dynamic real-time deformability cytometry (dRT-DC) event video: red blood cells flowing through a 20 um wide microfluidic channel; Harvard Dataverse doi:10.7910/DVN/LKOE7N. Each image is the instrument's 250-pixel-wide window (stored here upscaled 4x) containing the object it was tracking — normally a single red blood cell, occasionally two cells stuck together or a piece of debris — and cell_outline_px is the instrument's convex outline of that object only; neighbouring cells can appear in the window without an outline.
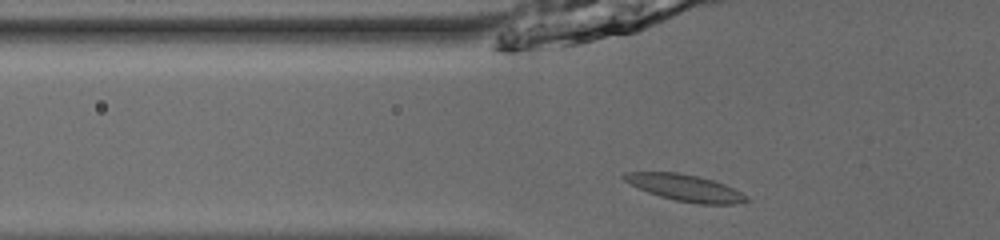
{"species": "common noctule bat (a hibernating species)", "species_latin": "Nyctalus noctula", "temperature_condition": "room temperature", "stored_images_in_passage": 36, "camera_frame_rate_fps": 3000, "um_per_image_px": 0.085, "animal": {"sex": "male", "body_mass_g": 13.0, "forearm_length_mm": 53.1}, "frame": {"image": 1, "passage_image": 3, "time_ms": 0.667, "image_size_px": [1000, 240], "cell_outline_px": [[748, 200], [732, 204], [700, 204], [676, 200], [660, 196], [648, 192], [624, 180], [620, 176], [624, 172], [680, 172], [700, 176], [724, 184], [748, 196]], "centroid_in_image_um": [58.22, 15.94], "position_along_channel_um": 67.6, "area_um2": 18.73}}
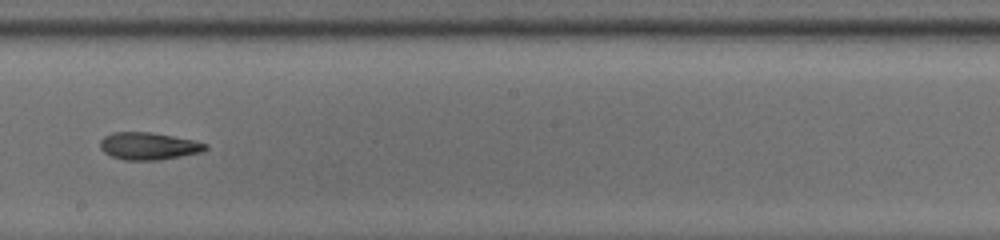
{"frame": {"image": 2, "passage_image": 16, "time_ms": 5.0, "image_size_px": [1000, 240], "cell_outline_px": [[208, 148], [200, 152], [160, 160], [124, 160], [112, 156], [104, 152], [100, 148], [100, 140], [104, 136], [112, 132], [148, 132], [172, 136], [192, 140], [208, 144]], "centroid_in_image_um": [12.59, 12.41], "position_along_channel_um": 235.6, "area_um2": 16.65}}
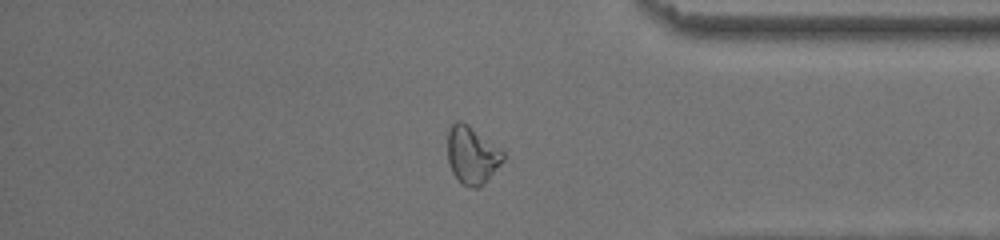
{"frame": {"image": 3, "passage_image": 29, "time_ms": 9.333, "image_size_px": [1000, 240], "cell_outline_px": [[504, 160], [476, 188], [472, 188], [460, 184], [452, 172], [448, 160], [448, 128], [456, 120], [460, 120], [468, 124], [504, 152]], "centroid_in_image_um": [40.07, 13.15], "position_along_channel_um": 395.1, "area_um2": 18.26}, "authors_computed_cell_mechanics": {"area_um2": 17.4556, "velocity_mm_per_s": 3.9163, "shape_relaxation_time_tau1_ms": 5.8822, "shape_relaxation_time_tau2_ms": null, "deformation_change_tau1": 0.1638, "deformation_change_tau2": null}}